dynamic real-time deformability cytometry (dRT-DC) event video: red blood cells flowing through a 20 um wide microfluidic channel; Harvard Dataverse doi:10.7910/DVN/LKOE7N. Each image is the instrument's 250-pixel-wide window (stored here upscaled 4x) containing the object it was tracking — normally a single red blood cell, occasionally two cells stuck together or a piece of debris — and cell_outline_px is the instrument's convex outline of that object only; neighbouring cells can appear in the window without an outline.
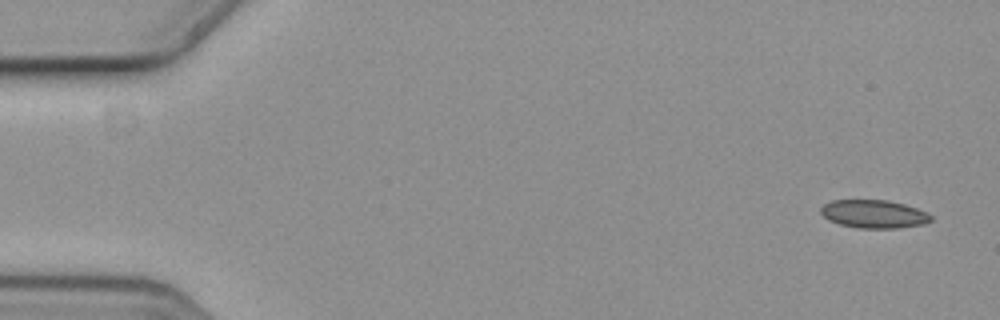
{"species": "common noctule bat (a hibernating species)", "species_latin": "Nyctalus noctula", "temperature_condition": "cold", "stored_images_in_passage": 4, "camera_frame_rate_fps": 3000, "um_per_image_px": 0.085, "animal": {"sex": "female", "body_mass_g": 19.3, "forearm_length_mm": 54.1}, "frame": {"image": 1, "passage_image": 1, "time_ms": 0.0, "image_size_px": [1000, 320], "cell_outline_px": [[932, 220], [924, 224], [896, 228], [856, 228], [840, 224], [828, 220], [820, 212], [820, 208], [824, 204], [832, 200], [888, 200], [904, 204], [928, 212], [932, 216]], "centroid_in_image_um": [74.28, 18.19], "position_along_channel_um": 10.7, "area_um2": 18.15}}